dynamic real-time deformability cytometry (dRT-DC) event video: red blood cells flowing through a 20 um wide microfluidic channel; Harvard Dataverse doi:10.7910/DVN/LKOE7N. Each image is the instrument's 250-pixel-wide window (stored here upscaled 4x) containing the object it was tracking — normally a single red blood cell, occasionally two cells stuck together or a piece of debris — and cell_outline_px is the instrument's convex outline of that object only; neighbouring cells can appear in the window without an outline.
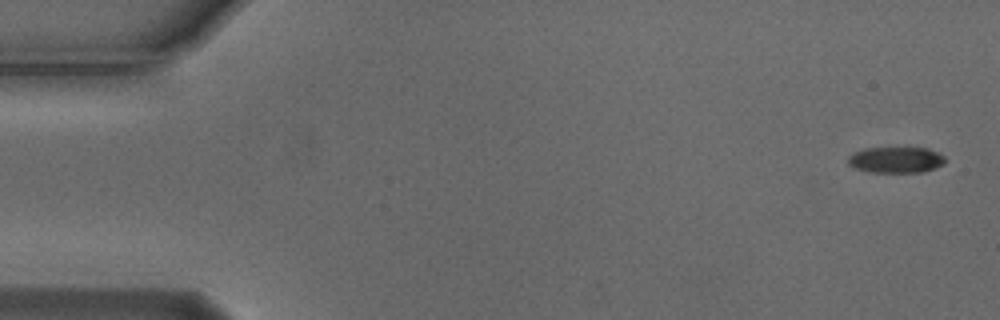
{"species": "Egyptian fruit bat (a non-hibernating species)", "species_latin": "Rousettus aegyptiacus", "temperature_condition": "cold", "stored_images_in_passage": 54, "camera_frame_rate_fps": 3000, "um_per_image_px": 0.085, "animal": {"sex": "male"}, "frame": {"image": 1, "passage_image": 1, "time_ms": 0.0, "image_size_px": [1000, 320], "cell_outline_px": [[944, 164], [936, 168], [924, 172], [868, 172], [852, 168], [848, 164], [848, 156], [852, 152], [864, 148], [928, 148], [944, 156]], "centroid_in_image_um": [76.11, 13.59], "position_along_channel_um": 8.9, "area_um2": 14.91}}
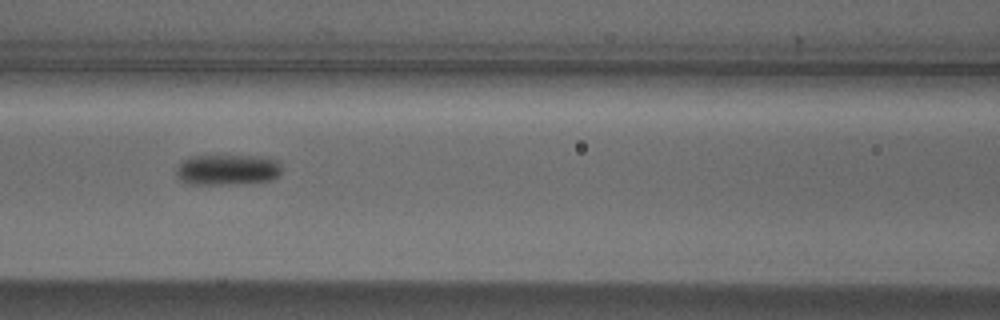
{"frame": {"image": 2, "passage_image": 23, "time_ms": 7.333, "image_size_px": [1000, 320], "cell_outline_px": [[280, 176], [272, 180], [236, 184], [188, 184], [180, 180], [176, 176], [176, 172], [180, 164], [184, 160], [192, 156], [260, 156], [276, 160], [280, 168]], "centroid_in_image_um": [19.33, 14.44], "position_along_channel_um": 147.3, "area_um2": 18.79}}
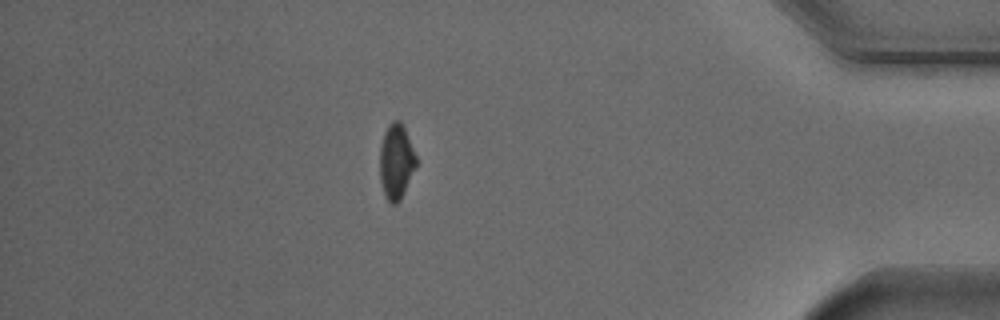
{"frame": {"image": 3, "passage_image": 47, "time_ms": 15.333, "image_size_px": [1000, 320], "cell_outline_px": [[416, 168], [400, 200], [396, 204], [392, 204], [384, 196], [380, 180], [380, 148], [384, 132], [388, 124], [392, 120], [400, 120], [404, 128], [416, 156]], "centroid_in_image_um": [33.66, 13.74], "position_along_channel_um": 401.5, "area_um2": 15.9}, "authors_computed_cell_mechanics": {"area_um2": 16.5019, "velocity_mm_per_s": 3.736, "shape_relaxation_time_tau1_ms": 2.5695, "shape_relaxation_time_tau2_ms": null, "deformation_change_tau1": 0.1157, "deformation_change_tau2": null}}